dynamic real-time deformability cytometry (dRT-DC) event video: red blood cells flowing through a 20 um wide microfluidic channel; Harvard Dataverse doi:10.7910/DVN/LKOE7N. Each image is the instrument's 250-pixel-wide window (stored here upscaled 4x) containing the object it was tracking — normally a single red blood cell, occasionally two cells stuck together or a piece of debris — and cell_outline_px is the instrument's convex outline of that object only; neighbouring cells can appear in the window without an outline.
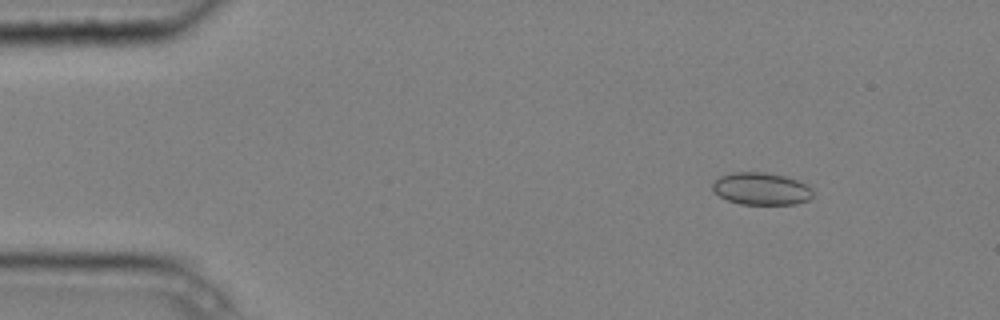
{"species": "common noctule bat (a hibernating species)", "species_latin": "Nyctalus noctula", "temperature_condition": "cold", "stored_images_in_passage": 7, "camera_frame_rate_fps": 3000, "um_per_image_px": 0.085, "animal": {"sex": "male", "body_mass_g": 20.4}, "frame": {"image": 1, "passage_image": 1, "time_ms": 0.0, "image_size_px": [1000, 320], "cell_outline_px": [[812, 196], [808, 200], [796, 204], [740, 204], [728, 200], [720, 196], [712, 188], [712, 184], [720, 176], [736, 172], [764, 172], [784, 176], [808, 184], [812, 188]], "centroid_in_image_um": [64.73, 16.04], "position_along_channel_um": 20.3, "area_um2": 18.79}}
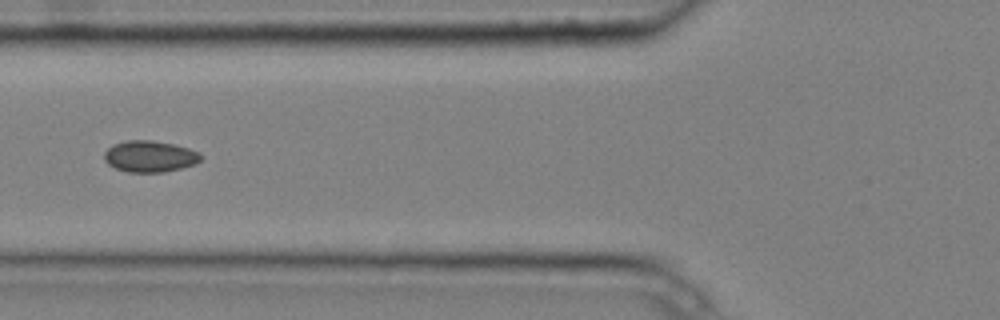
{"frame": {"image": 2, "passage_image": 5, "time_ms": 1.333, "image_size_px": [1000, 320], "cell_outline_px": [[204, 156], [196, 164], [164, 172], [128, 172], [116, 168], [108, 164], [104, 160], [104, 152], [112, 144], [128, 140], [152, 140], [176, 144], [200, 152]], "centroid_in_image_um": [12.75, 13.28], "position_along_channel_um": 113.0, "area_um2": 17.86}}
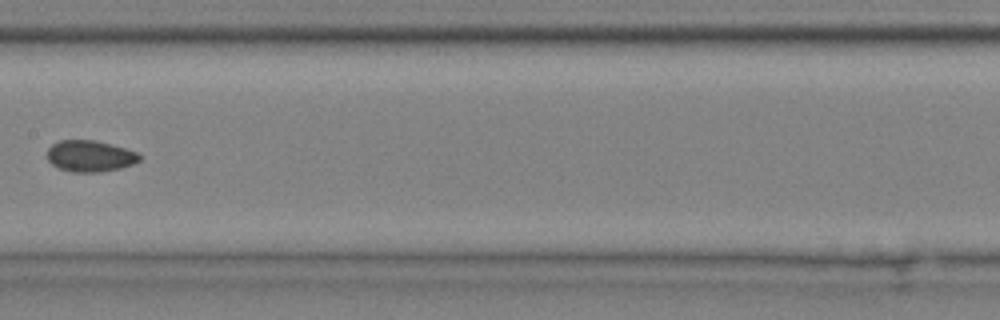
{"frame": {"image": 3, "passage_image": 7, "time_ms": 2.0, "image_size_px": [1000, 320], "cell_outline_px": [[140, 160], [132, 164], [120, 168], [100, 172], [72, 172], [60, 168], [52, 164], [48, 160], [48, 148], [52, 144], [60, 140], [96, 140], [112, 144], [136, 152], [140, 156]], "centroid_in_image_um": [7.64, 13.26], "position_along_channel_um": 199.8, "area_um2": 16.76}}